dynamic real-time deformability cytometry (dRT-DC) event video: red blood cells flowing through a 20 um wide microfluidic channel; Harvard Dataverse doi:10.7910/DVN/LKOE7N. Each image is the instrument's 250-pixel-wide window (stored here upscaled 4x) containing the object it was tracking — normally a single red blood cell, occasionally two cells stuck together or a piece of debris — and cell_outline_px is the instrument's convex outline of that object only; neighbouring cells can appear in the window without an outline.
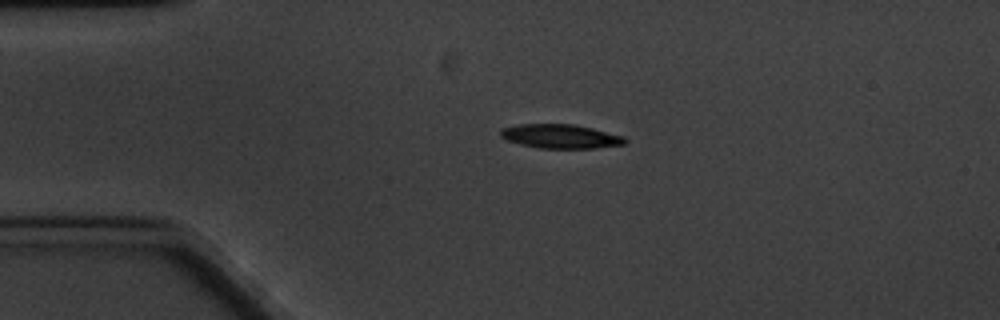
{"species": "common noctule bat (a hibernating species)", "species_latin": "Nyctalus noctula", "temperature_condition": "cold", "stored_images_in_passage": 2, "camera_frame_rate_fps": 3000, "um_per_image_px": 0.085, "animal": {"sex": "male", "body_mass_g": 20.1, "forearm_length_mm": 53.5}, "frame": {"image": 1, "passage_image": 1, "time_ms": 0.0, "image_size_px": [1000, 320], "cell_outline_px": [[628, 140], [624, 144], [596, 148], [540, 148], [520, 144], [504, 140], [500, 136], [500, 132], [504, 128], [516, 124], [576, 124], [624, 136]], "centroid_in_image_um": [47.64, 11.58], "position_along_channel_um": 37.4, "area_um2": 17.51}}